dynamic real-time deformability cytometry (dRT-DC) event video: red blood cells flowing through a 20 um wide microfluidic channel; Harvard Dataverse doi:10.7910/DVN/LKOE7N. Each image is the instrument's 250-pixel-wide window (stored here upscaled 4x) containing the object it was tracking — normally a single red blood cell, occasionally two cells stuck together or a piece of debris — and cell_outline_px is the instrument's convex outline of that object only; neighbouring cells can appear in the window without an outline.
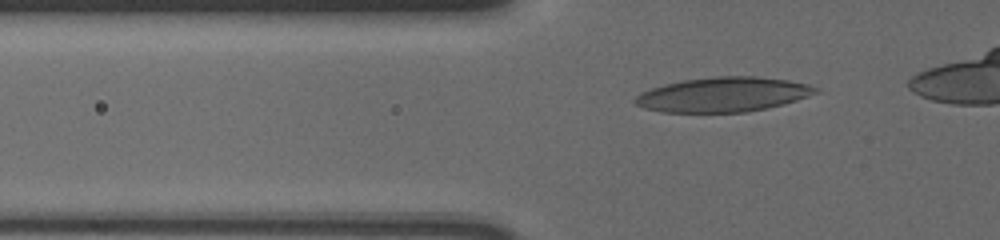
{"species": "human", "species_latin": "Homo sapiens", "temperature_condition": "cold", "stored_images_in_passage": 43, "camera_frame_rate_fps": 3000, "um_per_image_px": 0.085, "donor": {"sex": "male"}, "frame": {"image": 1, "passage_image": 11, "time_ms": 3.333, "image_size_px": [1000, 240], "cell_outline_px": [[820, 92], [796, 100], [764, 108], [744, 112], [660, 112], [644, 108], [636, 104], [632, 100], [640, 92], [664, 84], [684, 80], [716, 76], [756, 76], [788, 80], [808, 84], [820, 88]], "centroid_in_image_um": [61.45, 8.03], "position_along_channel_um": 64.4, "area_um2": 36.36}}
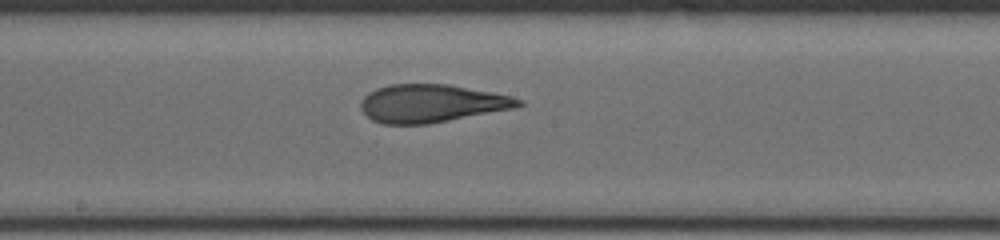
{"frame": {"image": 2, "passage_image": 24, "time_ms": 7.667, "image_size_px": [1000, 240], "cell_outline_px": [[524, 104], [512, 108], [428, 124], [384, 124], [372, 120], [360, 108], [360, 104], [364, 96], [368, 92], [376, 88], [388, 84], [448, 84], [492, 92], [512, 96], [524, 100]], "centroid_in_image_um": [36.65, 8.78], "position_along_channel_um": 211.5, "area_um2": 34.74}}
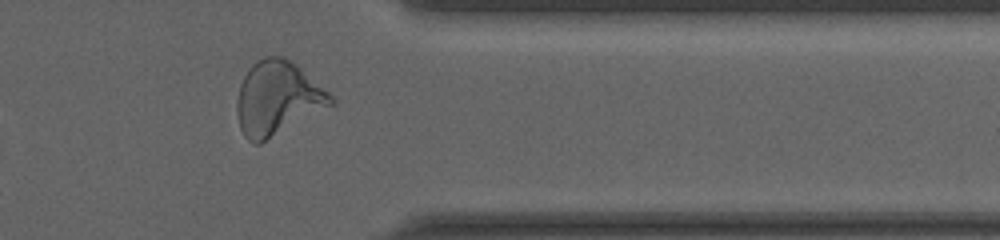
{"frame": {"image": 3, "passage_image": 39, "time_ms": 12.667, "image_size_px": [1000, 240], "cell_outline_px": [[336, 104], [260, 144], [256, 144], [248, 140], [244, 136], [240, 128], [236, 108], [236, 104], [240, 84], [248, 68], [256, 60], [264, 56], [284, 56], [296, 64], [328, 92], [336, 100]], "centroid_in_image_um": [23.59, 8.36], "position_along_channel_um": 387.8, "area_um2": 40.63}}